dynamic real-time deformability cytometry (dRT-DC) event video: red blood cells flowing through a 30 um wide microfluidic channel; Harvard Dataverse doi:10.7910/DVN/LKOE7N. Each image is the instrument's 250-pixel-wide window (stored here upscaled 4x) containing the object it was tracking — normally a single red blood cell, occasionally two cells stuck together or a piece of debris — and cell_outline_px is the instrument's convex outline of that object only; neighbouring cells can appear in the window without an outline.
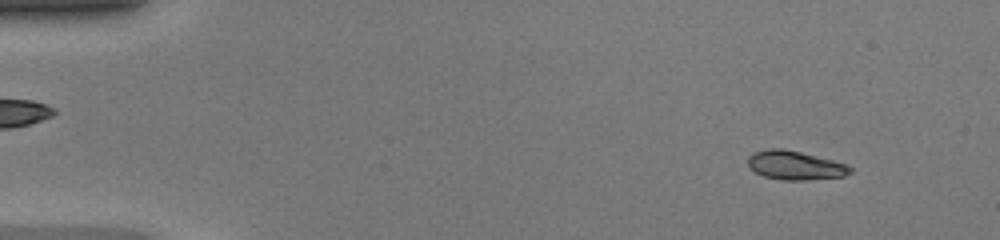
{"species": "common noctule bat (a hibernating species)", "species_latin": "Nyctalus noctula", "temperature_condition": "warm", "stored_images_in_passage": 40, "camera_frame_rate_fps": 3000, "um_per_image_px": 0.085, "animal": {"sex": "female", "body_mass_g": 20.0, "forearm_length_mm": 54.0}, "frame": {"image": 1, "passage_image": 4, "time_ms": 1.0, "image_size_px": [1000, 240], "cell_outline_px": [[852, 172], [844, 176], [804, 180], [780, 180], [764, 176], [756, 172], [748, 164], [748, 156], [752, 152], [768, 148], [780, 148], [800, 152], [848, 164], [852, 168]], "centroid_in_image_um": [67.58, 14.05], "position_along_channel_um": 17.4, "area_um2": 17.17}}
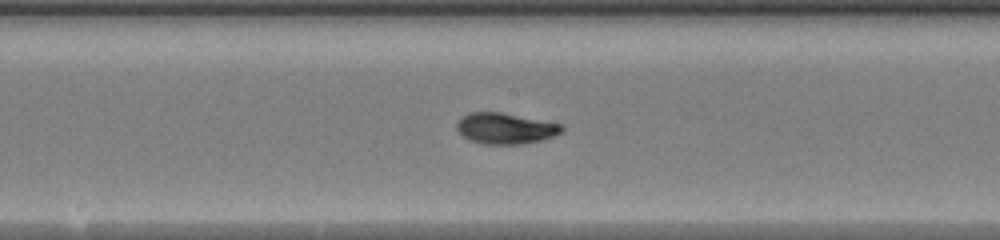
{"frame": {"image": 2, "passage_image": 25, "time_ms": 8.0, "image_size_px": [1000, 240], "cell_outline_px": [[564, 128], [560, 132], [552, 136], [540, 140], [524, 144], [484, 144], [468, 140], [456, 128], [456, 124], [464, 116], [472, 112], [500, 112], [564, 124]], "centroid_in_image_um": [42.97, 10.92], "position_along_channel_um": 205.2, "area_um2": 18.79}}
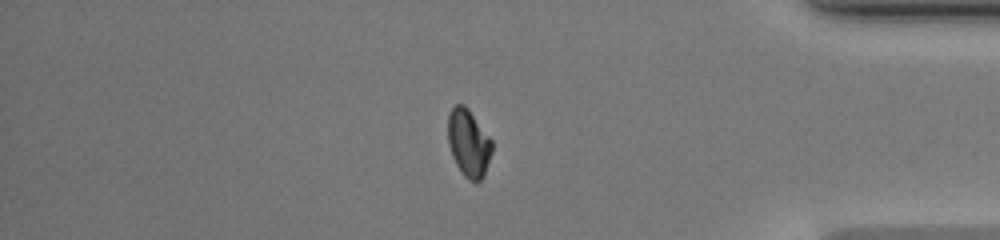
{"frame": {"image": 3, "passage_image": 40, "time_ms": 13.0, "image_size_px": [1000, 240], "cell_outline_px": [[492, 152], [484, 176], [480, 180], [468, 180], [464, 176], [456, 164], [452, 156], [448, 144], [448, 116], [452, 108], [456, 104], [464, 104], [468, 108], [492, 140]], "centroid_in_image_um": [39.83, 12.15], "position_along_channel_um": 395.4, "area_um2": 17.28}, "authors_computed_cell_mechanics": {"area_um2": 17.8024, "velocity_mm_per_s": 4.3276, "shape_relaxation_time_tau1_ms": 2.9698, "shape_relaxation_time_tau2_ms": 1.1592, "deformation_change_tau1": 0.1763, "deformation_change_tau2": 0.0351}}